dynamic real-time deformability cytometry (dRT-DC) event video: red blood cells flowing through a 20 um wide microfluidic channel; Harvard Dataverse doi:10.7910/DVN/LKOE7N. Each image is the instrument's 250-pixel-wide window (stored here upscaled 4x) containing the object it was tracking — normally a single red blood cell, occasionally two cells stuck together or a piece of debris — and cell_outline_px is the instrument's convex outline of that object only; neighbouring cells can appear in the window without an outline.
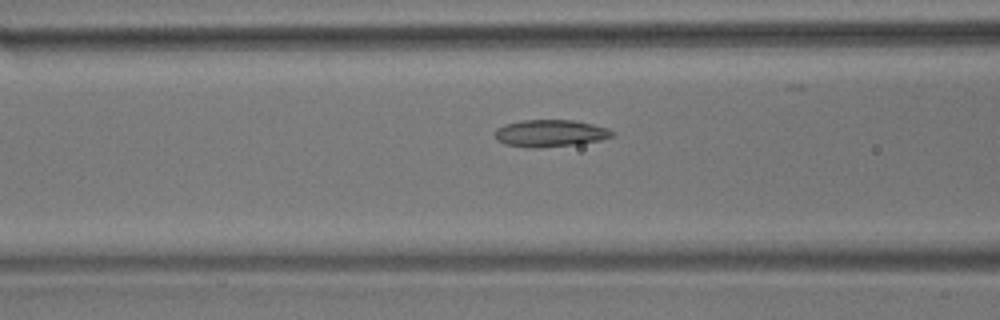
{"species": "common noctule bat (a hibernating species)", "species_latin": "Nyctalus noctula", "temperature_condition": "room temperature", "stored_images_in_passage": 34, "camera_frame_rate_fps": 3000, "um_per_image_px": 0.085, "animal": {"sex": "male", "body_mass_g": 17.9}, "frame": {"image": 1, "passage_image": 12, "time_ms": 3.667, "image_size_px": [1000, 320], "cell_outline_px": [[616, 136], [600, 140], [576, 144], [540, 148], [528, 148], [504, 144], [496, 140], [496, 128], [504, 124], [520, 120], [572, 120], [592, 124], [608, 128], [616, 132]], "centroid_in_image_um": [46.78, 11.33], "position_along_channel_um": 119.8, "area_um2": 18.73}}
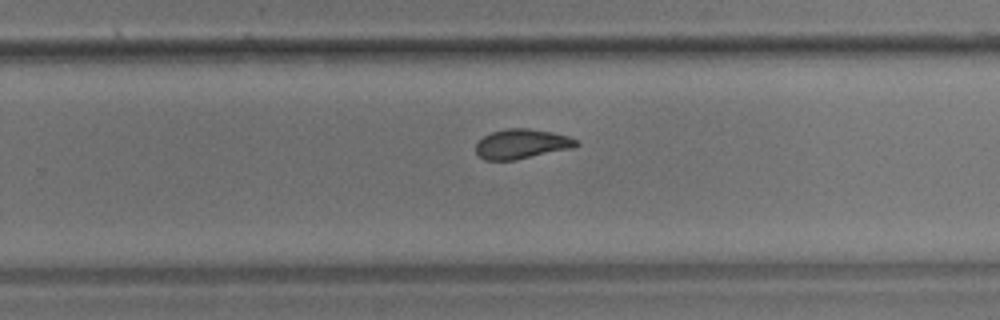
{"frame": {"image": 2, "passage_image": 26, "time_ms": 8.333, "image_size_px": [1000, 320], "cell_outline_px": [[580, 144], [572, 148], [516, 160], [484, 160], [476, 152], [476, 144], [484, 136], [492, 132], [508, 128], [528, 128], [552, 132], [568, 136], [576, 140]], "centroid_in_image_um": [44.35, 12.24], "position_along_channel_um": 285.5, "area_um2": 17.28}}
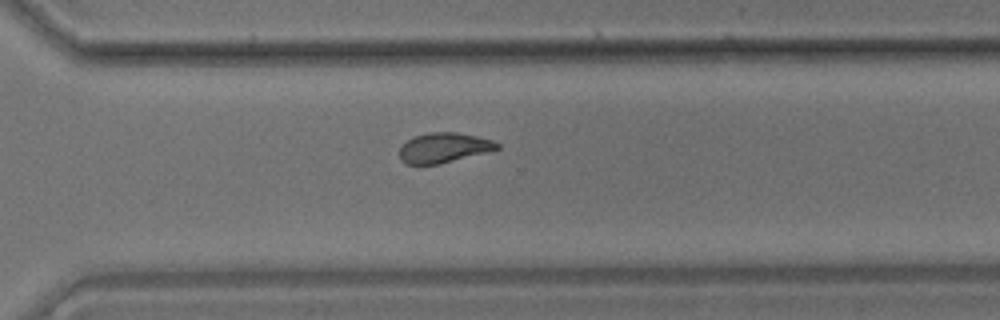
{"frame": {"image": 3, "passage_image": 30, "time_ms": 9.667, "image_size_px": [1000, 320], "cell_outline_px": [[500, 148], [440, 164], [404, 164], [400, 160], [400, 148], [408, 140], [416, 136], [432, 132], [456, 132], [476, 136], [492, 140], [500, 144]], "centroid_in_image_um": [37.71, 12.56], "position_along_channel_um": 332.9, "area_um2": 16.76}, "authors_computed_cell_mechanics": {"area_um2": 17.8313, "velocity_mm_per_s": 3.5604, "shape_relaxation_time_tau1_ms": 9.1107, "shape_relaxation_time_tau2_ms": 2.506, "deformation_change_tau1": 0.1959, "deformation_change_tau2": 0.0766}}